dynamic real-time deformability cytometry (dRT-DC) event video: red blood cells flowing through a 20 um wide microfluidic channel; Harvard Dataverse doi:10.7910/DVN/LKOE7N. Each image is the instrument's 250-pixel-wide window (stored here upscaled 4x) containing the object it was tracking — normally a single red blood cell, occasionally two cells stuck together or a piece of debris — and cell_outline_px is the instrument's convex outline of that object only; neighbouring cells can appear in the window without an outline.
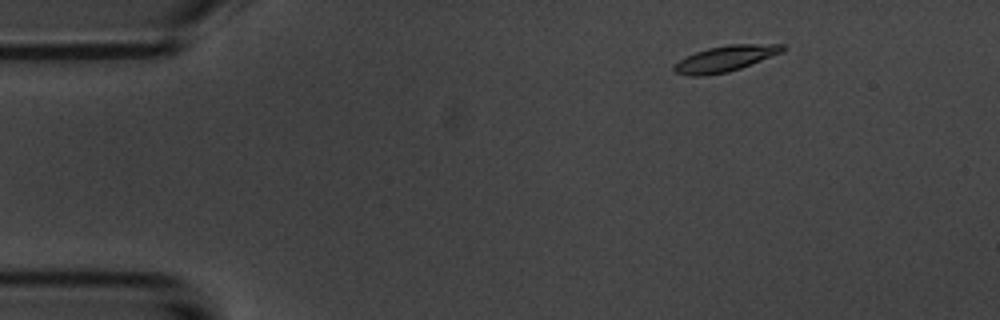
{"species": "common noctule bat (a hibernating species)", "species_latin": "Nyctalus noctula", "temperature_condition": "room temperature", "stored_images_in_passage": 10, "camera_frame_rate_fps": 3000, "um_per_image_px": 0.085, "animal": {"sex": "male", "body_mass_g": 20.1, "forearm_length_mm": 53.5}, "frame": {"image": 1, "passage_image": 2, "time_ms": 1.0, "image_size_px": [1000, 320], "cell_outline_px": [[788, 48], [780, 52], [740, 68], [728, 72], [700, 76], [692, 76], [676, 72], [672, 68], [680, 60], [696, 52], [708, 48], [728, 44], [784, 44]], "centroid_in_image_um": [61.66, 4.97], "position_along_channel_um": 23.3, "area_um2": 15.95}}
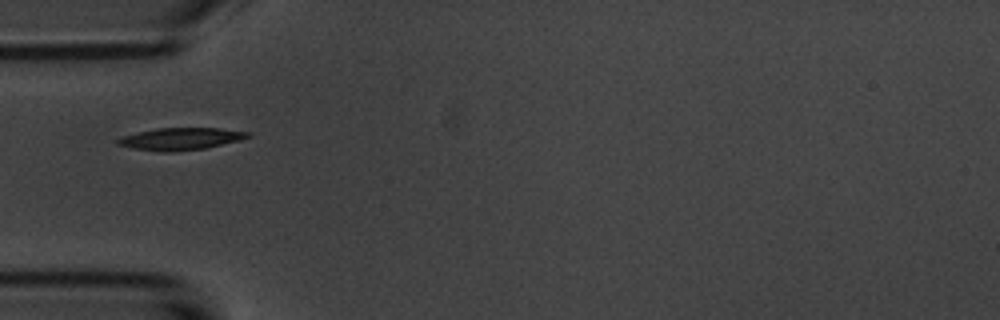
{"frame": {"image": 2, "passage_image": 5, "time_ms": 4.333, "image_size_px": [1000, 320], "cell_outline_px": [[252, 136], [240, 140], [204, 148], [172, 152], [160, 152], [132, 148], [116, 144], [116, 140], [120, 136], [136, 132], [156, 128], [220, 128], [252, 132]], "centroid_in_image_um": [15.33, 11.79], "position_along_channel_um": 69.7, "area_um2": 16.99}}
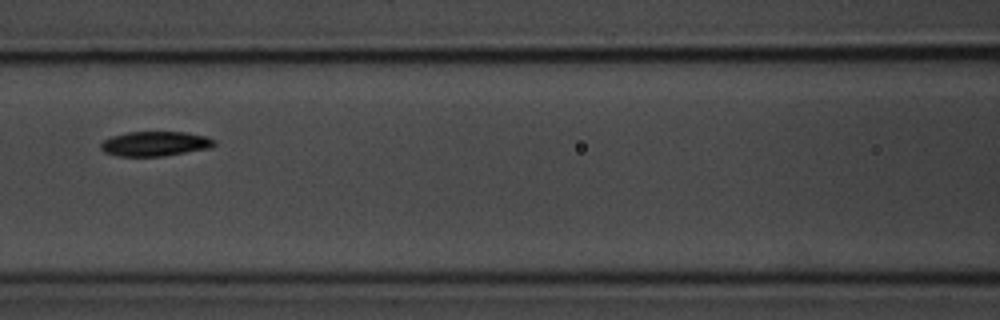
{"frame": {"image": 3, "passage_image": 7, "time_ms": 6.667, "image_size_px": [1000, 320], "cell_outline_px": [[216, 144], [208, 148], [164, 156], [116, 156], [104, 152], [100, 148], [100, 144], [104, 140], [112, 136], [128, 132], [184, 132], [204, 136], [216, 140]], "centroid_in_image_um": [13.15, 12.22], "position_along_channel_um": 153.5, "area_um2": 16.24}}